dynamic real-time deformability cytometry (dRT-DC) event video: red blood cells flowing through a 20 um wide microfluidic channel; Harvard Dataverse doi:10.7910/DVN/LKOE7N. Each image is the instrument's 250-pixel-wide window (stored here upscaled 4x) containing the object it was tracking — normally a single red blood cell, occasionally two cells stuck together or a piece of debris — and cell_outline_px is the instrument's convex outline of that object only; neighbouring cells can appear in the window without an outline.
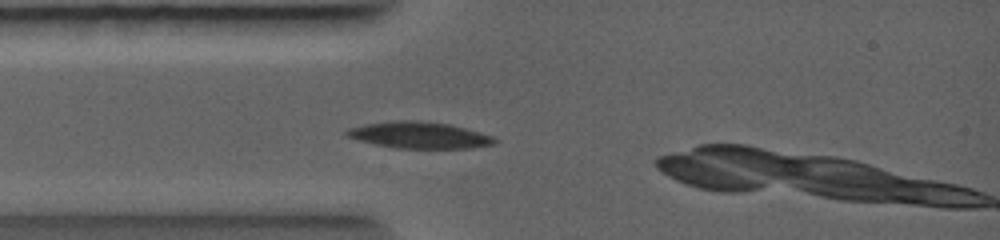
{"species": "common noctule bat (a hibernating species)", "species_latin": "Nyctalus noctula", "temperature_condition": "warm", "stored_images_in_passage": 1, "camera_frame_rate_fps": 5000, "um_per_image_px": 0.085, "animal": {"sex": "female", "body_mass_g": 19.0, "forearm_length_mm": 56.7}, "frame": {"image": 1, "passage_image": 1, "time_ms": 0.0, "image_size_px": [1000, 240], "cell_outline_px": [[496, 140], [492, 144], [468, 148], [396, 148], [376, 144], [360, 140], [348, 136], [344, 132], [352, 128], [368, 124], [444, 124], [476, 132], [488, 136]], "centroid_in_image_um": [35.64, 11.57], "position_along_channel_um": 49.4, "area_um2": 20.4}}